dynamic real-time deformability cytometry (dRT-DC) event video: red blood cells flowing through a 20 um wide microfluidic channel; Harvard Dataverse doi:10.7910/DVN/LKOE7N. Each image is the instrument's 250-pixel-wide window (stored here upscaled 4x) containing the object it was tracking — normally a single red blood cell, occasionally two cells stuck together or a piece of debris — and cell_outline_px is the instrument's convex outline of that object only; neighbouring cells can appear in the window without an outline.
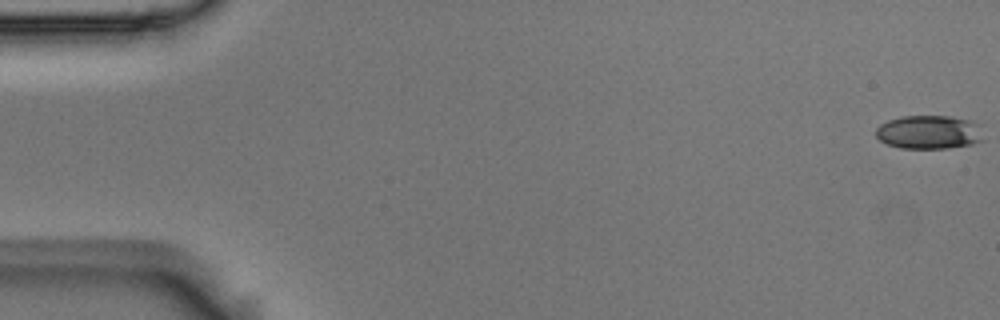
{"species": "Egyptian fruit bat (a non-hibernating species)", "species_latin": "Rousettus aegyptiacus", "temperature_condition": "room temperature", "stored_images_in_passage": 54, "camera_frame_rate_fps": 3000, "um_per_image_px": 0.085, "animal": {"sex": "male"}, "frame": {"image": 1, "passage_image": 1, "time_ms": 0.0, "image_size_px": [1000, 320], "cell_outline_px": [[984, 140], [972, 144], [948, 148], [900, 148], [888, 144], [880, 140], [876, 136], [876, 128], [880, 124], [888, 120], [900, 116], [952, 116], [972, 120], [984, 124]], "centroid_in_image_um": [79.06, 11.22], "position_along_channel_um": 5.9, "area_um2": 21.68}}
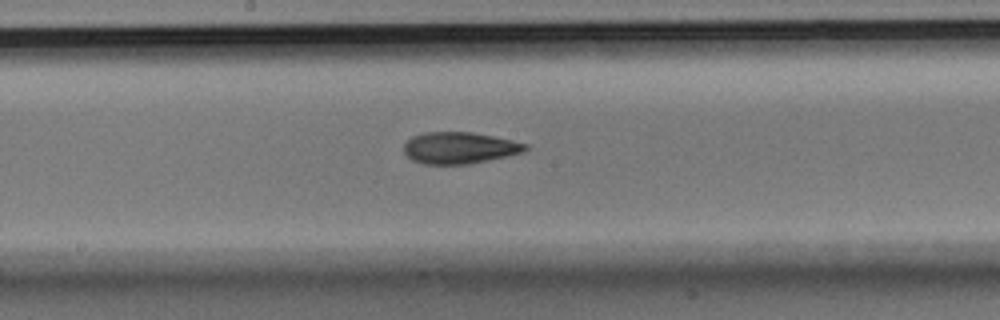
{"frame": {"image": 2, "passage_image": 29, "time_ms": 9.333, "image_size_px": [1000, 320], "cell_outline_px": [[528, 148], [524, 152], [508, 156], [472, 164], [424, 164], [412, 160], [404, 152], [404, 144], [412, 136], [424, 132], [472, 132], [492, 136], [528, 144]], "centroid_in_image_um": [39.06, 12.57], "position_along_channel_um": 209.1, "area_um2": 22.43}}
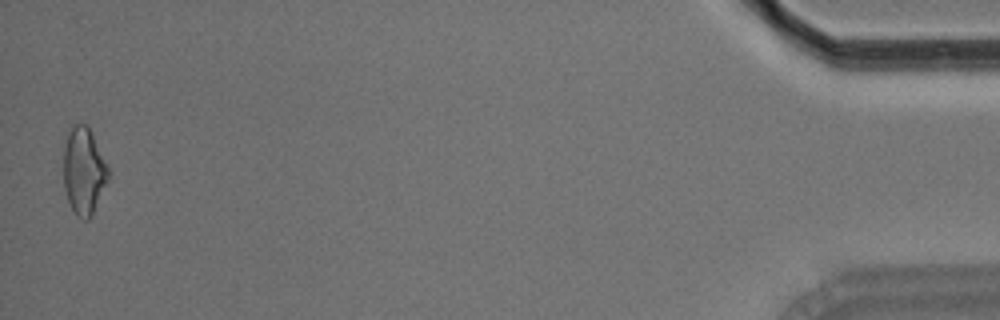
{"frame": {"image": 3, "passage_image": 54, "time_ms": 17.667, "image_size_px": [1000, 320], "cell_outline_px": [[108, 180], [92, 216], [88, 220], [84, 220], [76, 216], [68, 200], [64, 188], [64, 148], [68, 132], [76, 124], [84, 124], [88, 128], [108, 168]], "centroid_in_image_um": [7.1, 14.6], "position_along_channel_um": 428.1, "area_um2": 22.14}, "authors_computed_cell_mechanics": {"area_um2": 22.0218, "velocity_mm_per_s": 3.7282, "shape_relaxation_time_tau1_ms": 5.5878, "shape_relaxation_time_tau2_ms": 4.093, "deformation_change_tau1": 0.142, "deformation_change_tau2": 0.1189}}